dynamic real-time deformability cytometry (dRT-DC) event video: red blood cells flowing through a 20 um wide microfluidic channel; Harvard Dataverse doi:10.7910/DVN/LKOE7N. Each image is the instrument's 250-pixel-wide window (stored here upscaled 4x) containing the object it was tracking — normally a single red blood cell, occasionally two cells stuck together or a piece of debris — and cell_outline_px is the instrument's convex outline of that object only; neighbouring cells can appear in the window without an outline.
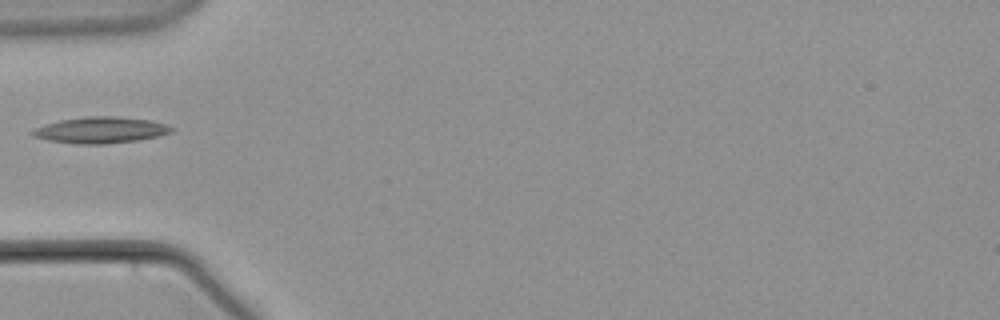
{"species": "common noctule bat (a hibernating species)", "species_latin": "Nyctalus noctula", "temperature_condition": "warm", "stored_images_in_passage": 4, "camera_frame_rate_fps": 3000, "um_per_image_px": 0.085, "animal": {"sex": "male", "body_mass_g": 21.5, "forearm_length_mm": 52.0}, "frame": {"image": 1, "passage_image": 1, "time_ms": 0.0, "image_size_px": [1000, 320], "cell_outline_px": [[176, 128], [172, 132], [156, 136], [136, 140], [104, 144], [76, 144], [48, 140], [32, 136], [32, 132], [36, 128], [44, 124], [60, 120], [84, 116], [116, 116], [152, 120]], "centroid_in_image_um": [8.55, 11.05], "position_along_channel_um": 76.4, "area_um2": 21.21}}